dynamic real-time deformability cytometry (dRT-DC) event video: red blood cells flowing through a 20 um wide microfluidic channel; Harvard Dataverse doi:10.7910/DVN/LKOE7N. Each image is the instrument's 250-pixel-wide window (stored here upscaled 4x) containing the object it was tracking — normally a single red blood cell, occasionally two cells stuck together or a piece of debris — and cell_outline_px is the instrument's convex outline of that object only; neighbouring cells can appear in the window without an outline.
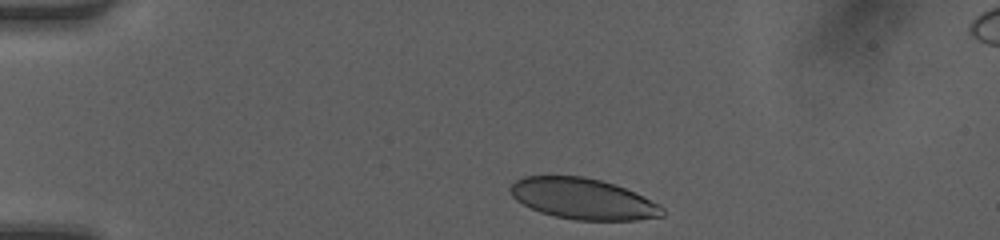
{"species": "human", "species_latin": "Homo sapiens", "temperature_condition": "room temperature", "stored_images_in_passage": 33, "camera_frame_rate_fps": 3000, "um_per_image_px": 0.085, "donor": {"sex": "female"}, "frame": {"image": 1, "passage_image": 1, "time_ms": 0.0, "image_size_px": [1000, 240], "cell_outline_px": [[664, 216], [636, 220], [576, 220], [556, 216], [540, 212], [516, 200], [512, 196], [508, 188], [516, 180], [524, 176], [584, 176], [616, 184], [636, 192], [660, 204], [664, 208]], "centroid_in_image_um": [49.59, 16.89], "position_along_channel_um": 35.4, "area_um2": 36.41}}
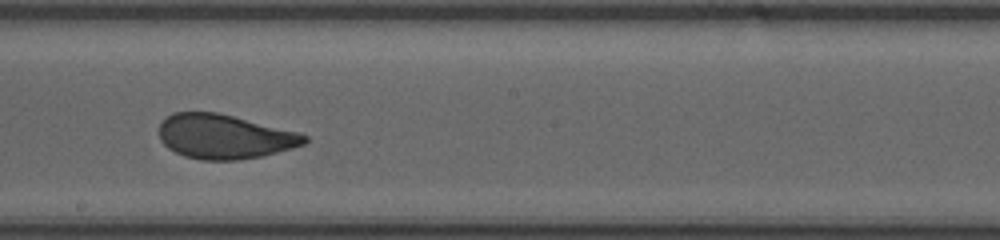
{"frame": {"image": 2, "passage_image": 19, "time_ms": 6.0, "image_size_px": [1000, 240], "cell_outline_px": [[308, 140], [304, 144], [292, 148], [260, 156], [240, 160], [200, 160], [184, 156], [168, 148], [160, 140], [160, 124], [172, 112], [216, 112], [300, 132], [308, 136]], "centroid_in_image_um": [19.08, 11.61], "position_along_channel_um": 229.1, "area_um2": 37.51}}
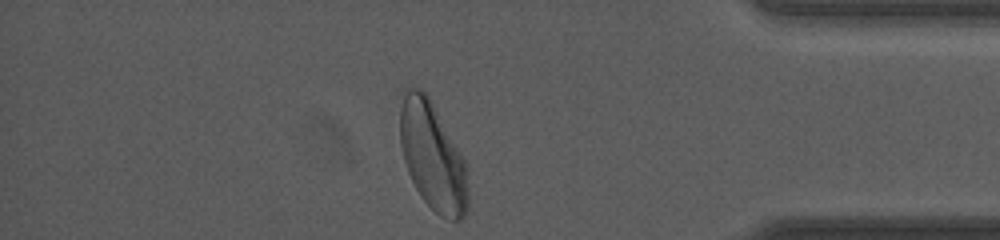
{"frame": {"image": 3, "passage_image": 33, "time_ms": 10.667, "image_size_px": [1000, 240], "cell_outline_px": [[468, 212], [460, 220], [452, 220], [440, 216], [420, 196], [408, 172], [400, 148], [400, 108], [404, 96], [408, 88], [424, 88], [428, 92], [460, 152], [468, 168]], "centroid_in_image_um": [36.79, 13.28], "position_along_channel_um": 398.4, "area_um2": 43.23}, "authors_computed_cell_mechanics": {"area_um2": 38.4948, "velocity_mm_per_s": 4.187, "shape_relaxation_time_tau1_ms": 3.6601, "shape_relaxation_time_tau2_ms": null, "deformation_change_tau1": 0.1326, "deformation_change_tau2": null}}